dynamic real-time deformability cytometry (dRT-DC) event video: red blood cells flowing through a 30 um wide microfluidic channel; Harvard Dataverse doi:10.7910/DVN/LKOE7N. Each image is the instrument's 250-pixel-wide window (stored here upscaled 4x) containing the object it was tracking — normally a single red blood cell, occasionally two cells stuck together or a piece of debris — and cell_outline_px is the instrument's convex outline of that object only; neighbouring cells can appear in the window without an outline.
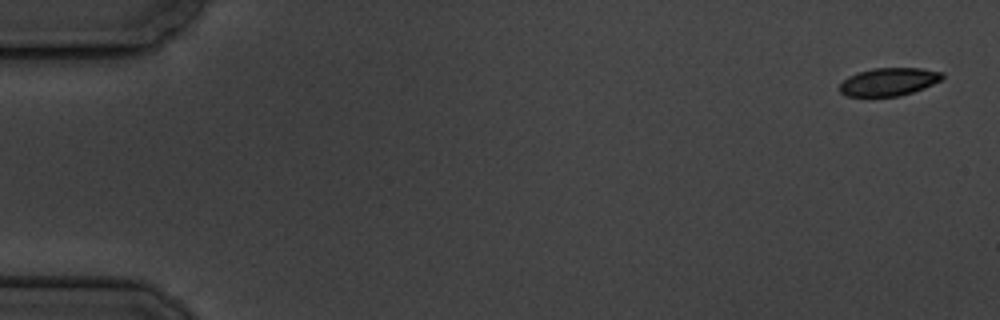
{"species": "common noctule bat (a hibernating species)", "species_latin": "Nyctalus noctula", "temperature_condition": "cold", "stored_images_in_passage": 8, "camera_frame_rate_fps": 3000, "um_per_image_px": 0.085, "animal": {"sex": "male", "body_mass_g": 19.5, "forearm_length_mm": 54.6}, "frame": {"image": 1, "passage_image": 1, "time_ms": 0.0, "image_size_px": [1000, 320], "cell_outline_px": [[944, 76], [940, 80], [924, 88], [900, 96], [848, 96], [840, 92], [840, 84], [848, 76], [856, 72], [872, 68], [920, 68], [944, 72]], "centroid_in_image_um": [75.54, 6.94], "position_along_channel_um": 9.5, "area_um2": 16.7}}
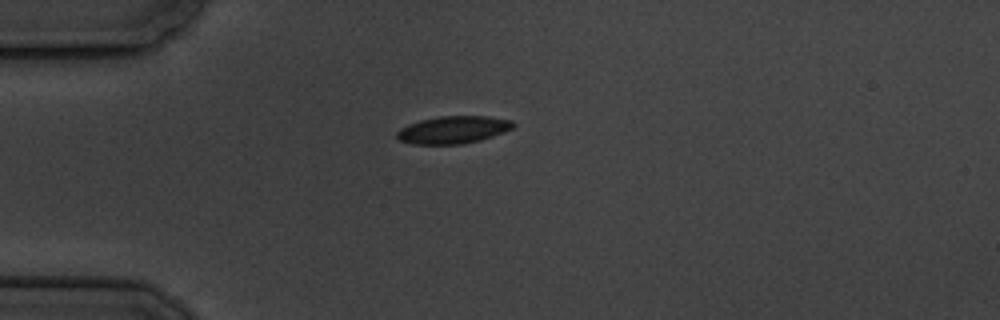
{"frame": {"image": 2, "passage_image": 5, "time_ms": 4.667, "image_size_px": [1000, 320], "cell_outline_px": [[516, 124], [512, 128], [504, 132], [480, 140], [464, 144], [412, 144], [400, 140], [396, 136], [396, 132], [400, 128], [408, 124], [420, 120], [440, 116], [488, 116], [512, 120]], "centroid_in_image_um": [38.52, 11.03], "position_along_channel_um": 46.5, "area_um2": 18.67}}
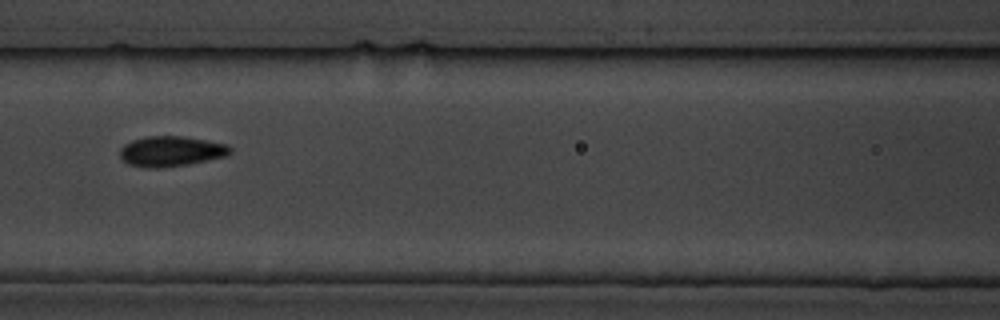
{"frame": {"image": 3, "passage_image": 8, "time_ms": 8.333, "image_size_px": [1000, 320], "cell_outline_px": [[232, 152], [228, 156], [188, 164], [160, 168], [148, 168], [128, 164], [120, 156], [120, 148], [124, 144], [132, 140], [148, 136], [184, 136], [228, 144], [232, 148]], "centroid_in_image_um": [14.57, 12.85], "position_along_channel_um": 152.0, "area_um2": 19.59}}